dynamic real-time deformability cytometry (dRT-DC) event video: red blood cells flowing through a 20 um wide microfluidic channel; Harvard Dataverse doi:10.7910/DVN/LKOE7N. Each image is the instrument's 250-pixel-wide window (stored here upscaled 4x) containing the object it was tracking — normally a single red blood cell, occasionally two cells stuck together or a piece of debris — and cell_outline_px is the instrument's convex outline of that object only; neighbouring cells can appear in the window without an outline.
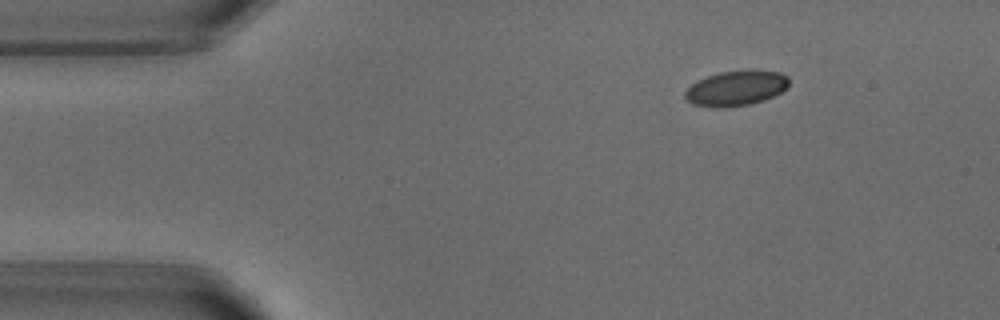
{"species": "common noctule bat (a hibernating species)", "species_latin": "Nyctalus noctula", "temperature_condition": "warm", "stored_images_in_passage": 10, "camera_frame_rate_fps": 3000, "um_per_image_px": 0.085, "animal": {"sex": "male", "body_mass_g": 18.8}, "frame": {"image": 1, "passage_image": 1, "time_ms": 0.0, "image_size_px": [1000, 320], "cell_outline_px": [[788, 88], [764, 100], [752, 104], [724, 108], [712, 108], [692, 104], [684, 96], [684, 92], [692, 84], [708, 76], [720, 72], [752, 68], [780, 72], [788, 76]], "centroid_in_image_um": [62.59, 7.49], "position_along_channel_um": 22.4, "area_um2": 21.68}}
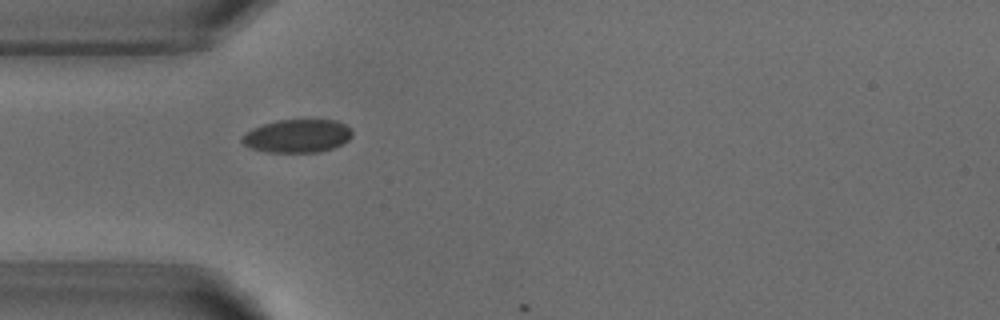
{"frame": {"image": 2, "passage_image": 9, "time_ms": 2.667, "image_size_px": [1000, 320], "cell_outline_px": [[352, 136], [348, 140], [332, 148], [320, 152], [268, 152], [252, 148], [244, 144], [240, 140], [240, 136], [252, 128], [276, 120], [336, 120], [352, 128]], "centroid_in_image_um": [25.26, 11.55], "position_along_channel_um": 59.7, "area_um2": 21.33}}